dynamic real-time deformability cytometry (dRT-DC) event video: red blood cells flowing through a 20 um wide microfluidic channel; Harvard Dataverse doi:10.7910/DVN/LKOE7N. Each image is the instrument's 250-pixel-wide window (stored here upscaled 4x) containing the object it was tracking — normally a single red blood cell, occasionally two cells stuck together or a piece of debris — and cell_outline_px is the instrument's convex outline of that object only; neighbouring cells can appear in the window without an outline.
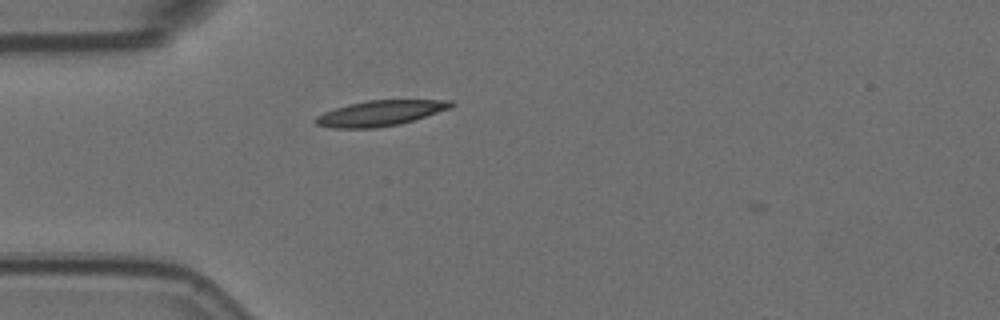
{"species": "Egyptian fruit bat (a non-hibernating species)", "species_latin": "Rousettus aegyptiacus", "temperature_condition": "room temperature", "stored_images_in_passage": 5, "camera_frame_rate_fps": 3000, "um_per_image_px": 0.085, "animal": {"sex": "female"}, "frame": {"image": 1, "passage_image": 4, "time_ms": 1.0, "image_size_px": [1000, 320], "cell_outline_px": [[456, 104], [452, 108], [400, 124], [376, 128], [332, 128], [316, 124], [312, 120], [316, 116], [324, 112], [348, 104], [368, 100], [452, 100]], "centroid_in_image_um": [32.33, 9.62], "position_along_channel_um": 52.7, "area_um2": 20.17}}